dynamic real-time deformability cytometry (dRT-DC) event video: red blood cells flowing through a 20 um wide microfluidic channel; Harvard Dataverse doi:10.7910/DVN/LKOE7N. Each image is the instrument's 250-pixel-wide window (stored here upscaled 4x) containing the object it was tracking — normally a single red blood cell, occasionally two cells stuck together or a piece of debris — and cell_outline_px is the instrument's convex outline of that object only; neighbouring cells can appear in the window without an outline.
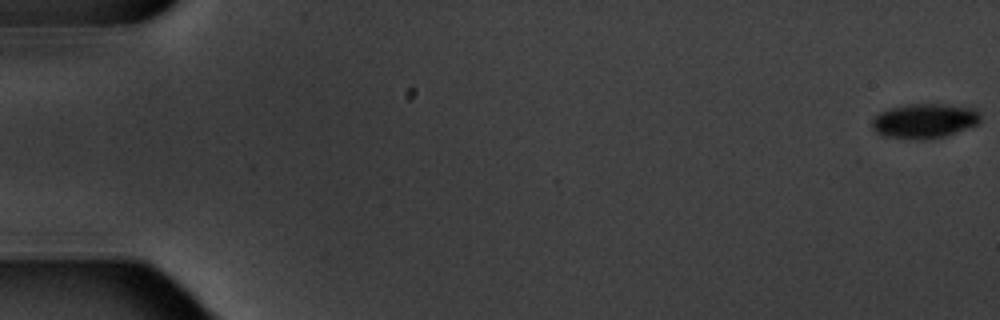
{"species": "common noctule bat (a hibernating species)", "species_latin": "Nyctalus noctula", "temperature_condition": "warm", "stored_images_in_passage": 6, "camera_frame_rate_fps": 3000, "um_per_image_px": 0.085, "animal": {"sex": "male", "body_mass_g": 20.1, "forearm_length_mm": 53.5}, "frame": {"image": 1, "passage_image": 1, "time_ms": 0.0, "image_size_px": [1000, 320], "cell_outline_px": [[980, 120], [976, 124], [956, 132], [944, 136], [928, 140], [912, 140], [880, 136], [872, 128], [872, 120], [880, 112], [888, 108], [912, 104], [944, 104], [976, 108], [980, 112]], "centroid_in_image_um": [78.55, 10.29], "position_along_channel_um": 6.4, "area_um2": 22.14}}
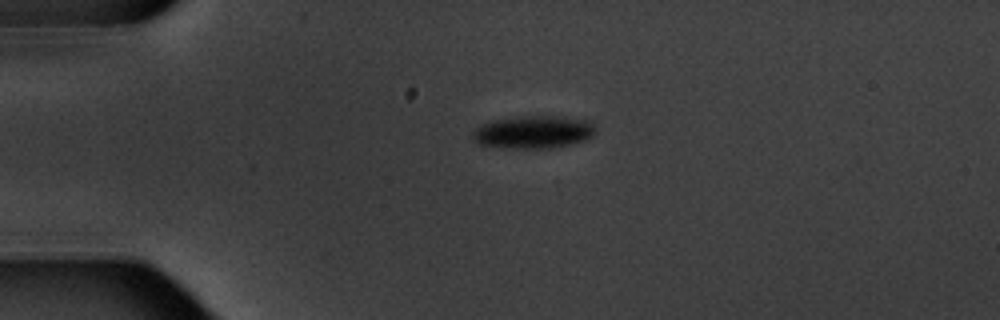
{"frame": {"image": 2, "passage_image": 5, "time_ms": 4.667, "image_size_px": [1000, 320], "cell_outline_px": [[596, 132], [588, 140], [572, 144], [552, 148], [512, 148], [480, 144], [472, 140], [472, 132], [480, 124], [492, 120], [516, 116], [564, 116], [592, 120], [596, 124]], "centroid_in_image_um": [45.41, 11.2], "position_along_channel_um": 39.6, "area_um2": 24.04}}